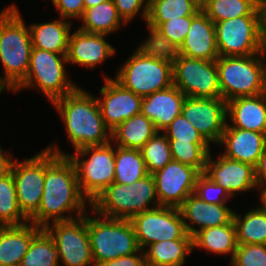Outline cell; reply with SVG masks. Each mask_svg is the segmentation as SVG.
Masks as SVG:
<instances>
[{
  "instance_id": "cell-1",
  "label": "cell",
  "mask_w": 266,
  "mask_h": 266,
  "mask_svg": "<svg viewBox=\"0 0 266 266\" xmlns=\"http://www.w3.org/2000/svg\"><path fill=\"white\" fill-rule=\"evenodd\" d=\"M87 198L81 193L74 164L65 155L45 148L44 191L38 210L29 222L45 228L51 222L68 221L85 214ZM86 203V204H85ZM74 212L76 217L70 214Z\"/></svg>"
},
{
  "instance_id": "cell-2",
  "label": "cell",
  "mask_w": 266,
  "mask_h": 266,
  "mask_svg": "<svg viewBox=\"0 0 266 266\" xmlns=\"http://www.w3.org/2000/svg\"><path fill=\"white\" fill-rule=\"evenodd\" d=\"M52 104L62 118L75 151L110 143L111 131L104 123L97 97L77 87Z\"/></svg>"
},
{
  "instance_id": "cell-3",
  "label": "cell",
  "mask_w": 266,
  "mask_h": 266,
  "mask_svg": "<svg viewBox=\"0 0 266 266\" xmlns=\"http://www.w3.org/2000/svg\"><path fill=\"white\" fill-rule=\"evenodd\" d=\"M29 26L25 24L15 4L0 12V61L4 75L0 76V94L13 91L26 77L32 52Z\"/></svg>"
},
{
  "instance_id": "cell-4",
  "label": "cell",
  "mask_w": 266,
  "mask_h": 266,
  "mask_svg": "<svg viewBox=\"0 0 266 266\" xmlns=\"http://www.w3.org/2000/svg\"><path fill=\"white\" fill-rule=\"evenodd\" d=\"M114 79L141 97L166 89L173 85L171 53L152 48L143 41L120 66Z\"/></svg>"
},
{
  "instance_id": "cell-5",
  "label": "cell",
  "mask_w": 266,
  "mask_h": 266,
  "mask_svg": "<svg viewBox=\"0 0 266 266\" xmlns=\"http://www.w3.org/2000/svg\"><path fill=\"white\" fill-rule=\"evenodd\" d=\"M90 206L94 213L104 217L130 220L159 206L155 180L152 174H148L133 184L113 182L95 197Z\"/></svg>"
},
{
  "instance_id": "cell-6",
  "label": "cell",
  "mask_w": 266,
  "mask_h": 266,
  "mask_svg": "<svg viewBox=\"0 0 266 266\" xmlns=\"http://www.w3.org/2000/svg\"><path fill=\"white\" fill-rule=\"evenodd\" d=\"M266 52L216 59L221 98L226 102L266 92Z\"/></svg>"
},
{
  "instance_id": "cell-7",
  "label": "cell",
  "mask_w": 266,
  "mask_h": 266,
  "mask_svg": "<svg viewBox=\"0 0 266 266\" xmlns=\"http://www.w3.org/2000/svg\"><path fill=\"white\" fill-rule=\"evenodd\" d=\"M111 142L101 146L83 147L75 153L67 154L59 147L50 146L46 149L57 155L68 156L76 169L77 181L81 193L87 198L88 205L106 187L114 182L115 148ZM90 154L88 159H84Z\"/></svg>"
},
{
  "instance_id": "cell-8",
  "label": "cell",
  "mask_w": 266,
  "mask_h": 266,
  "mask_svg": "<svg viewBox=\"0 0 266 266\" xmlns=\"http://www.w3.org/2000/svg\"><path fill=\"white\" fill-rule=\"evenodd\" d=\"M97 215H87V231L94 264L134 254L140 250L130 220Z\"/></svg>"
},
{
  "instance_id": "cell-9",
  "label": "cell",
  "mask_w": 266,
  "mask_h": 266,
  "mask_svg": "<svg viewBox=\"0 0 266 266\" xmlns=\"http://www.w3.org/2000/svg\"><path fill=\"white\" fill-rule=\"evenodd\" d=\"M66 63L67 55L32 48L27 75L13 91L38 87L51 103L73 92L78 85L68 79Z\"/></svg>"
},
{
  "instance_id": "cell-10",
  "label": "cell",
  "mask_w": 266,
  "mask_h": 266,
  "mask_svg": "<svg viewBox=\"0 0 266 266\" xmlns=\"http://www.w3.org/2000/svg\"><path fill=\"white\" fill-rule=\"evenodd\" d=\"M173 84L193 98L221 97L216 60L194 59L171 53Z\"/></svg>"
},
{
  "instance_id": "cell-11",
  "label": "cell",
  "mask_w": 266,
  "mask_h": 266,
  "mask_svg": "<svg viewBox=\"0 0 266 266\" xmlns=\"http://www.w3.org/2000/svg\"><path fill=\"white\" fill-rule=\"evenodd\" d=\"M53 225V226H51ZM53 238L64 266H94L86 214L44 228Z\"/></svg>"
},
{
  "instance_id": "cell-12",
  "label": "cell",
  "mask_w": 266,
  "mask_h": 266,
  "mask_svg": "<svg viewBox=\"0 0 266 266\" xmlns=\"http://www.w3.org/2000/svg\"><path fill=\"white\" fill-rule=\"evenodd\" d=\"M219 56H252L266 52L259 37L258 16L215 22Z\"/></svg>"
},
{
  "instance_id": "cell-13",
  "label": "cell",
  "mask_w": 266,
  "mask_h": 266,
  "mask_svg": "<svg viewBox=\"0 0 266 266\" xmlns=\"http://www.w3.org/2000/svg\"><path fill=\"white\" fill-rule=\"evenodd\" d=\"M130 221L141 250L162 240L181 239L187 233L182 214L176 207L158 206L133 216Z\"/></svg>"
},
{
  "instance_id": "cell-14",
  "label": "cell",
  "mask_w": 266,
  "mask_h": 266,
  "mask_svg": "<svg viewBox=\"0 0 266 266\" xmlns=\"http://www.w3.org/2000/svg\"><path fill=\"white\" fill-rule=\"evenodd\" d=\"M8 169L14 177L18 206L29 219L38 210L42 200L45 178V149L22 162H16L12 157Z\"/></svg>"
},
{
  "instance_id": "cell-15",
  "label": "cell",
  "mask_w": 266,
  "mask_h": 266,
  "mask_svg": "<svg viewBox=\"0 0 266 266\" xmlns=\"http://www.w3.org/2000/svg\"><path fill=\"white\" fill-rule=\"evenodd\" d=\"M200 174L196 168L173 159L154 172L159 206L179 208L189 195L194 194Z\"/></svg>"
},
{
  "instance_id": "cell-16",
  "label": "cell",
  "mask_w": 266,
  "mask_h": 266,
  "mask_svg": "<svg viewBox=\"0 0 266 266\" xmlns=\"http://www.w3.org/2000/svg\"><path fill=\"white\" fill-rule=\"evenodd\" d=\"M181 114L209 143H219L227 124V102L221 97H186Z\"/></svg>"
},
{
  "instance_id": "cell-17",
  "label": "cell",
  "mask_w": 266,
  "mask_h": 266,
  "mask_svg": "<svg viewBox=\"0 0 266 266\" xmlns=\"http://www.w3.org/2000/svg\"><path fill=\"white\" fill-rule=\"evenodd\" d=\"M97 98L106 127L112 132L120 123L141 113L143 97L124 88L115 79L105 77Z\"/></svg>"
},
{
  "instance_id": "cell-18",
  "label": "cell",
  "mask_w": 266,
  "mask_h": 266,
  "mask_svg": "<svg viewBox=\"0 0 266 266\" xmlns=\"http://www.w3.org/2000/svg\"><path fill=\"white\" fill-rule=\"evenodd\" d=\"M211 154L206 161L204 174L227 190L231 197L235 193L258 188L252 165L228 159L223 155H219L218 160H213Z\"/></svg>"
},
{
  "instance_id": "cell-19",
  "label": "cell",
  "mask_w": 266,
  "mask_h": 266,
  "mask_svg": "<svg viewBox=\"0 0 266 266\" xmlns=\"http://www.w3.org/2000/svg\"><path fill=\"white\" fill-rule=\"evenodd\" d=\"M179 210L183 217L185 230L190 236H193L197 230L230 224L234 216V211L226 204H207L196 194L189 195Z\"/></svg>"
},
{
  "instance_id": "cell-20",
  "label": "cell",
  "mask_w": 266,
  "mask_h": 266,
  "mask_svg": "<svg viewBox=\"0 0 266 266\" xmlns=\"http://www.w3.org/2000/svg\"><path fill=\"white\" fill-rule=\"evenodd\" d=\"M104 34L75 30L69 36L67 62L94 69L108 57L115 55V48L106 41ZM105 38V39H104Z\"/></svg>"
},
{
  "instance_id": "cell-21",
  "label": "cell",
  "mask_w": 266,
  "mask_h": 266,
  "mask_svg": "<svg viewBox=\"0 0 266 266\" xmlns=\"http://www.w3.org/2000/svg\"><path fill=\"white\" fill-rule=\"evenodd\" d=\"M175 53L201 60L219 57L214 22L203 11L192 18L186 38Z\"/></svg>"
},
{
  "instance_id": "cell-22",
  "label": "cell",
  "mask_w": 266,
  "mask_h": 266,
  "mask_svg": "<svg viewBox=\"0 0 266 266\" xmlns=\"http://www.w3.org/2000/svg\"><path fill=\"white\" fill-rule=\"evenodd\" d=\"M224 146V157L255 167L266 149V134L235 127H225L218 145Z\"/></svg>"
},
{
  "instance_id": "cell-23",
  "label": "cell",
  "mask_w": 266,
  "mask_h": 266,
  "mask_svg": "<svg viewBox=\"0 0 266 266\" xmlns=\"http://www.w3.org/2000/svg\"><path fill=\"white\" fill-rule=\"evenodd\" d=\"M186 96L173 84L143 97L141 114L152 121L158 131H163L181 114Z\"/></svg>"
},
{
  "instance_id": "cell-24",
  "label": "cell",
  "mask_w": 266,
  "mask_h": 266,
  "mask_svg": "<svg viewBox=\"0 0 266 266\" xmlns=\"http://www.w3.org/2000/svg\"><path fill=\"white\" fill-rule=\"evenodd\" d=\"M227 116L235 127L266 134V92L256 96L234 98L227 102Z\"/></svg>"
},
{
  "instance_id": "cell-25",
  "label": "cell",
  "mask_w": 266,
  "mask_h": 266,
  "mask_svg": "<svg viewBox=\"0 0 266 266\" xmlns=\"http://www.w3.org/2000/svg\"><path fill=\"white\" fill-rule=\"evenodd\" d=\"M29 223L0 226V266L21 264L31 240L43 229Z\"/></svg>"
},
{
  "instance_id": "cell-26",
  "label": "cell",
  "mask_w": 266,
  "mask_h": 266,
  "mask_svg": "<svg viewBox=\"0 0 266 266\" xmlns=\"http://www.w3.org/2000/svg\"><path fill=\"white\" fill-rule=\"evenodd\" d=\"M65 20L60 17L51 22L31 24L32 47L67 55L72 22Z\"/></svg>"
},
{
  "instance_id": "cell-27",
  "label": "cell",
  "mask_w": 266,
  "mask_h": 266,
  "mask_svg": "<svg viewBox=\"0 0 266 266\" xmlns=\"http://www.w3.org/2000/svg\"><path fill=\"white\" fill-rule=\"evenodd\" d=\"M147 247L144 250L147 266H183L186 255L193 250L192 236L186 233L181 239L162 240Z\"/></svg>"
},
{
  "instance_id": "cell-28",
  "label": "cell",
  "mask_w": 266,
  "mask_h": 266,
  "mask_svg": "<svg viewBox=\"0 0 266 266\" xmlns=\"http://www.w3.org/2000/svg\"><path fill=\"white\" fill-rule=\"evenodd\" d=\"M157 132L152 121L140 113L120 123L111 132V141L121 148L140 150Z\"/></svg>"
},
{
  "instance_id": "cell-29",
  "label": "cell",
  "mask_w": 266,
  "mask_h": 266,
  "mask_svg": "<svg viewBox=\"0 0 266 266\" xmlns=\"http://www.w3.org/2000/svg\"><path fill=\"white\" fill-rule=\"evenodd\" d=\"M192 245L193 248H201L206 252L231 254L232 260L238 246L234 221L227 225L197 230L192 236Z\"/></svg>"
},
{
  "instance_id": "cell-30",
  "label": "cell",
  "mask_w": 266,
  "mask_h": 266,
  "mask_svg": "<svg viewBox=\"0 0 266 266\" xmlns=\"http://www.w3.org/2000/svg\"><path fill=\"white\" fill-rule=\"evenodd\" d=\"M193 17L185 16L163 22L144 41L157 50L176 52L186 38Z\"/></svg>"
},
{
  "instance_id": "cell-31",
  "label": "cell",
  "mask_w": 266,
  "mask_h": 266,
  "mask_svg": "<svg viewBox=\"0 0 266 266\" xmlns=\"http://www.w3.org/2000/svg\"><path fill=\"white\" fill-rule=\"evenodd\" d=\"M83 24L78 29L94 34L109 35L126 23L119 16L114 1L109 0L91 8L84 9L80 18Z\"/></svg>"
},
{
  "instance_id": "cell-32",
  "label": "cell",
  "mask_w": 266,
  "mask_h": 266,
  "mask_svg": "<svg viewBox=\"0 0 266 266\" xmlns=\"http://www.w3.org/2000/svg\"><path fill=\"white\" fill-rule=\"evenodd\" d=\"M199 11L191 0H149L146 21L149 35L163 22L179 17L195 16Z\"/></svg>"
},
{
  "instance_id": "cell-33",
  "label": "cell",
  "mask_w": 266,
  "mask_h": 266,
  "mask_svg": "<svg viewBox=\"0 0 266 266\" xmlns=\"http://www.w3.org/2000/svg\"><path fill=\"white\" fill-rule=\"evenodd\" d=\"M149 173L142 153L138 149H126L115 145L114 182L133 184Z\"/></svg>"
},
{
  "instance_id": "cell-34",
  "label": "cell",
  "mask_w": 266,
  "mask_h": 266,
  "mask_svg": "<svg viewBox=\"0 0 266 266\" xmlns=\"http://www.w3.org/2000/svg\"><path fill=\"white\" fill-rule=\"evenodd\" d=\"M255 208H251L242 217L234 212L233 221L238 244L266 245V212L261 207Z\"/></svg>"
},
{
  "instance_id": "cell-35",
  "label": "cell",
  "mask_w": 266,
  "mask_h": 266,
  "mask_svg": "<svg viewBox=\"0 0 266 266\" xmlns=\"http://www.w3.org/2000/svg\"><path fill=\"white\" fill-rule=\"evenodd\" d=\"M29 222L18 206L12 172L0 176V226H18Z\"/></svg>"
},
{
  "instance_id": "cell-36",
  "label": "cell",
  "mask_w": 266,
  "mask_h": 266,
  "mask_svg": "<svg viewBox=\"0 0 266 266\" xmlns=\"http://www.w3.org/2000/svg\"><path fill=\"white\" fill-rule=\"evenodd\" d=\"M60 257L53 238L43 228L32 240L20 266H59Z\"/></svg>"
},
{
  "instance_id": "cell-37",
  "label": "cell",
  "mask_w": 266,
  "mask_h": 266,
  "mask_svg": "<svg viewBox=\"0 0 266 266\" xmlns=\"http://www.w3.org/2000/svg\"><path fill=\"white\" fill-rule=\"evenodd\" d=\"M168 140L173 160L194 167L200 173H204L206 161L210 154V143L177 142V139Z\"/></svg>"
},
{
  "instance_id": "cell-38",
  "label": "cell",
  "mask_w": 266,
  "mask_h": 266,
  "mask_svg": "<svg viewBox=\"0 0 266 266\" xmlns=\"http://www.w3.org/2000/svg\"><path fill=\"white\" fill-rule=\"evenodd\" d=\"M203 12L214 23L241 16H258L257 9L246 0H209Z\"/></svg>"
},
{
  "instance_id": "cell-39",
  "label": "cell",
  "mask_w": 266,
  "mask_h": 266,
  "mask_svg": "<svg viewBox=\"0 0 266 266\" xmlns=\"http://www.w3.org/2000/svg\"><path fill=\"white\" fill-rule=\"evenodd\" d=\"M149 174L162 169L172 160L169 140L158 131L140 149Z\"/></svg>"
},
{
  "instance_id": "cell-40",
  "label": "cell",
  "mask_w": 266,
  "mask_h": 266,
  "mask_svg": "<svg viewBox=\"0 0 266 266\" xmlns=\"http://www.w3.org/2000/svg\"><path fill=\"white\" fill-rule=\"evenodd\" d=\"M162 132L168 139H177V142L209 143L182 114Z\"/></svg>"
},
{
  "instance_id": "cell-41",
  "label": "cell",
  "mask_w": 266,
  "mask_h": 266,
  "mask_svg": "<svg viewBox=\"0 0 266 266\" xmlns=\"http://www.w3.org/2000/svg\"><path fill=\"white\" fill-rule=\"evenodd\" d=\"M231 266H266L265 244H238Z\"/></svg>"
},
{
  "instance_id": "cell-42",
  "label": "cell",
  "mask_w": 266,
  "mask_h": 266,
  "mask_svg": "<svg viewBox=\"0 0 266 266\" xmlns=\"http://www.w3.org/2000/svg\"><path fill=\"white\" fill-rule=\"evenodd\" d=\"M194 194L207 204H226L231 198L227 190L217 185L204 173L197 178Z\"/></svg>"
},
{
  "instance_id": "cell-43",
  "label": "cell",
  "mask_w": 266,
  "mask_h": 266,
  "mask_svg": "<svg viewBox=\"0 0 266 266\" xmlns=\"http://www.w3.org/2000/svg\"><path fill=\"white\" fill-rule=\"evenodd\" d=\"M119 16L127 24L141 14L143 20L147 21L149 0H113ZM142 9V12L140 10Z\"/></svg>"
},
{
  "instance_id": "cell-44",
  "label": "cell",
  "mask_w": 266,
  "mask_h": 266,
  "mask_svg": "<svg viewBox=\"0 0 266 266\" xmlns=\"http://www.w3.org/2000/svg\"><path fill=\"white\" fill-rule=\"evenodd\" d=\"M62 19L81 18L84 12L83 0H51Z\"/></svg>"
},
{
  "instance_id": "cell-45",
  "label": "cell",
  "mask_w": 266,
  "mask_h": 266,
  "mask_svg": "<svg viewBox=\"0 0 266 266\" xmlns=\"http://www.w3.org/2000/svg\"><path fill=\"white\" fill-rule=\"evenodd\" d=\"M140 254V255H138ZM94 266H147L144 250L126 256H120L112 260L95 263Z\"/></svg>"
},
{
  "instance_id": "cell-46",
  "label": "cell",
  "mask_w": 266,
  "mask_h": 266,
  "mask_svg": "<svg viewBox=\"0 0 266 266\" xmlns=\"http://www.w3.org/2000/svg\"><path fill=\"white\" fill-rule=\"evenodd\" d=\"M259 37L263 48L266 50V0H264L257 8Z\"/></svg>"
},
{
  "instance_id": "cell-47",
  "label": "cell",
  "mask_w": 266,
  "mask_h": 266,
  "mask_svg": "<svg viewBox=\"0 0 266 266\" xmlns=\"http://www.w3.org/2000/svg\"><path fill=\"white\" fill-rule=\"evenodd\" d=\"M254 170L257 186L259 187L266 185V149L259 158Z\"/></svg>"
},
{
  "instance_id": "cell-48",
  "label": "cell",
  "mask_w": 266,
  "mask_h": 266,
  "mask_svg": "<svg viewBox=\"0 0 266 266\" xmlns=\"http://www.w3.org/2000/svg\"><path fill=\"white\" fill-rule=\"evenodd\" d=\"M3 151L4 150L0 147V176L8 170L12 158L10 153Z\"/></svg>"
},
{
  "instance_id": "cell-49",
  "label": "cell",
  "mask_w": 266,
  "mask_h": 266,
  "mask_svg": "<svg viewBox=\"0 0 266 266\" xmlns=\"http://www.w3.org/2000/svg\"><path fill=\"white\" fill-rule=\"evenodd\" d=\"M258 189H260V200H261V205L260 206L265 212H266V185L259 186Z\"/></svg>"
},
{
  "instance_id": "cell-50",
  "label": "cell",
  "mask_w": 266,
  "mask_h": 266,
  "mask_svg": "<svg viewBox=\"0 0 266 266\" xmlns=\"http://www.w3.org/2000/svg\"><path fill=\"white\" fill-rule=\"evenodd\" d=\"M84 1V7L86 8H91L94 7L98 4H101L105 1H109V0H83Z\"/></svg>"
},
{
  "instance_id": "cell-51",
  "label": "cell",
  "mask_w": 266,
  "mask_h": 266,
  "mask_svg": "<svg viewBox=\"0 0 266 266\" xmlns=\"http://www.w3.org/2000/svg\"><path fill=\"white\" fill-rule=\"evenodd\" d=\"M191 1L200 11H203V9L209 3V0H191Z\"/></svg>"
},
{
  "instance_id": "cell-52",
  "label": "cell",
  "mask_w": 266,
  "mask_h": 266,
  "mask_svg": "<svg viewBox=\"0 0 266 266\" xmlns=\"http://www.w3.org/2000/svg\"><path fill=\"white\" fill-rule=\"evenodd\" d=\"M249 3H251L256 9L258 6L264 1V0H246Z\"/></svg>"
}]
</instances>
